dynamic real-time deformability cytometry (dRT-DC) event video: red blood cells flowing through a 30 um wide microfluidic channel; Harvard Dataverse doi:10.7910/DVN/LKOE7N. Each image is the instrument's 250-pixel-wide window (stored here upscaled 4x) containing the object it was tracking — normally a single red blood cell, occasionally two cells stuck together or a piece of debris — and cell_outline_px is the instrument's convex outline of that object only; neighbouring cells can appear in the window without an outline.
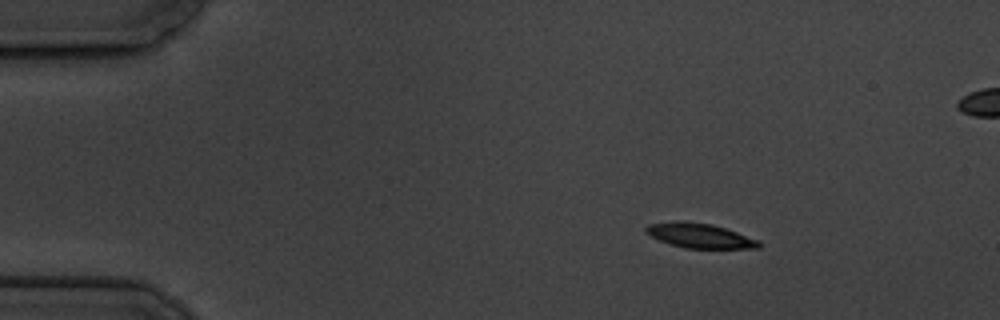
{"species": "common noctule bat (a hibernating species)", "species_latin": "Nyctalus noctula", "temperature_condition": "cold", "stored_images_in_passage": 5, "camera_frame_rate_fps": 3000, "um_per_image_px": 0.085, "animal": {"sex": "male", "body_mass_g": 19.5, "forearm_length_mm": 54.6}, "frame": {"image": 1, "passage_image": 1, "time_ms": 0.0, "image_size_px": [1000, 320], "cell_outline_px": [[760, 248], [684, 248], [660, 240], [644, 232], [644, 228], [648, 224], [676, 220], [684, 220], [712, 224], [760, 240]], "centroid_in_image_um": [59.45, 20.01], "position_along_channel_um": 25.5, "area_um2": 16.24}}
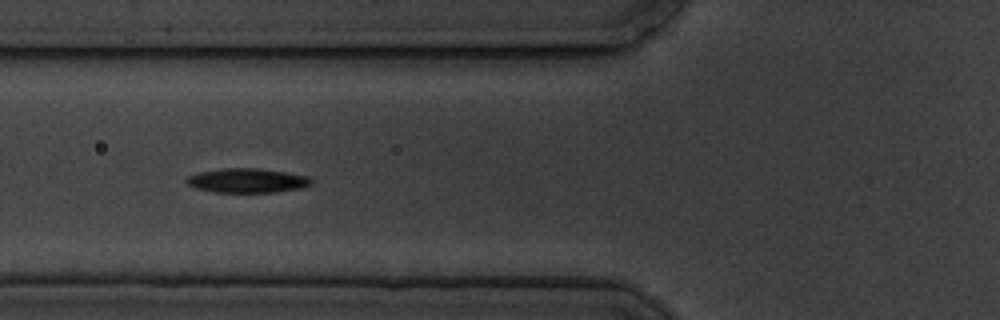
{"frame": {"image": 2, "passage_image": 5, "time_ms": 4.333, "image_size_px": [1000, 320], "cell_outline_px": [[312, 184], [304, 188], [276, 192], [212, 192], [196, 188], [188, 184], [184, 180], [188, 176], [200, 172], [224, 168], [256, 168], [284, 172], [308, 176], [312, 180]], "centroid_in_image_um": [21.03, 15.35], "position_along_channel_um": 104.8, "area_um2": 17.69}}